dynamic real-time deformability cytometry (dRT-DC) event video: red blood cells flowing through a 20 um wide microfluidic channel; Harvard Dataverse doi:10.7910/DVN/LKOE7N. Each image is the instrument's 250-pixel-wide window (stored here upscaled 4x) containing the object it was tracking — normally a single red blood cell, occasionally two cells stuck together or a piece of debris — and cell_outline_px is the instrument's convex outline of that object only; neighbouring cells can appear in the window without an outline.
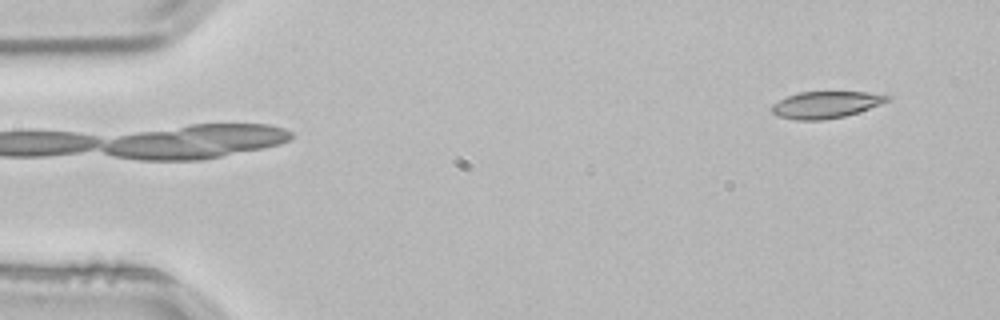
{"species": "common noctule bat (a hibernating species)", "species_latin": "Nyctalus noctula", "temperature_condition": "room temperature", "stored_images_in_passage": 3, "camera_frame_rate_fps": 3000, "um_per_image_px": 0.085, "animal": {"sex": "male", "body_mass_g": 21.5, "forearm_length_mm": 52.0}, "frame": {"image": 1, "passage_image": 3, "time_ms": 0.667, "image_size_px": [1000, 320], "cell_outline_px": [[892, 96], [888, 100], [880, 104], [844, 116], [820, 120], [796, 120], [776, 116], [772, 112], [772, 104], [788, 96], [800, 92], [868, 92]], "centroid_in_image_um": [70.16, 8.9], "position_along_channel_um": 14.8, "area_um2": 17.74}}